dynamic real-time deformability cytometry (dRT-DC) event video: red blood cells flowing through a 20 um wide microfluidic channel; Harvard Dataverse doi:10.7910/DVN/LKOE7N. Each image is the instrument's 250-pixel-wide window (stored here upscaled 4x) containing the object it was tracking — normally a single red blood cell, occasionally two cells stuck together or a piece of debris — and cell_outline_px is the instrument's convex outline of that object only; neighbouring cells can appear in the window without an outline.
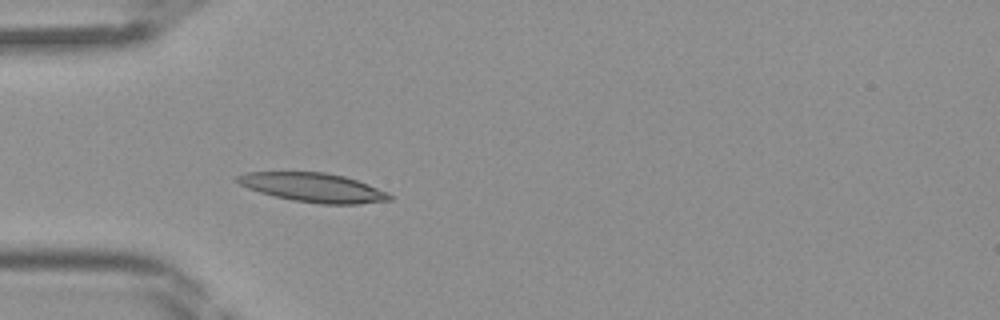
{"species": "Egyptian fruit bat (a non-hibernating species)", "species_latin": "Rousettus aegyptiacus", "temperature_condition": "room temperature", "stored_images_in_passage": 32, "camera_frame_rate_fps": 3000, "um_per_image_px": 0.085, "frame": {"image": 1, "passage_image": 1, "time_ms": 0.0, "image_size_px": [1000, 320], "cell_outline_px": [[392, 200], [356, 204], [320, 204], [292, 200], [260, 192], [248, 188], [240, 184], [236, 180], [236, 176], [248, 172], [324, 172], [344, 176], [368, 184], [388, 192], [392, 196]], "centroid_in_image_um": [26.65, 15.94], "position_along_channel_um": 58.4, "area_um2": 25.61}}
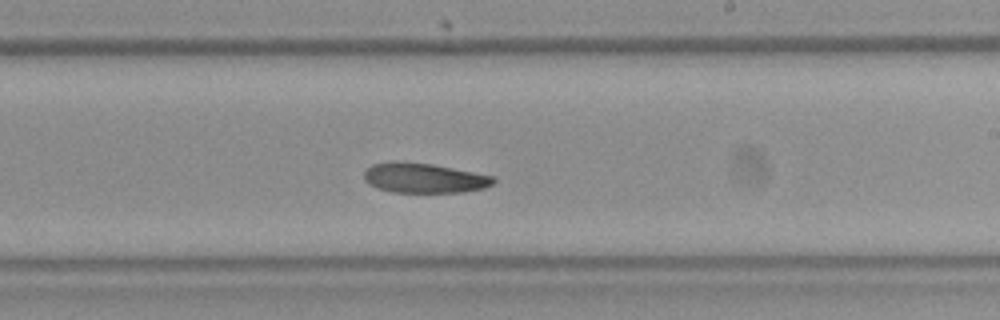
{"frame": {"image": 2, "passage_image": 14, "time_ms": 4.333, "image_size_px": [1000, 320], "cell_outline_px": [[496, 180], [492, 184], [484, 188], [464, 192], [392, 192], [376, 188], [368, 184], [364, 180], [364, 172], [372, 164], [392, 160], [400, 160], [432, 164], [492, 176]], "centroid_in_image_um": [35.98, 15.12], "position_along_channel_um": 253.0, "area_um2": 22.66}}
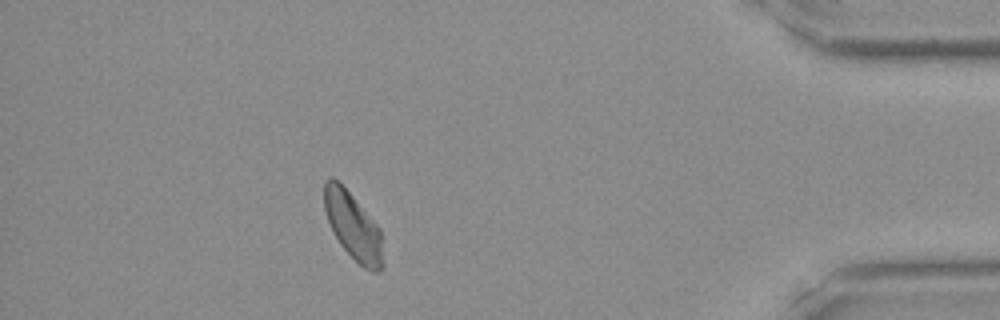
{"frame": {"image": 3, "passage_image": 27, "time_ms": 8.667, "image_size_px": [1000, 320], "cell_outline_px": [[384, 268], [380, 272], [372, 272], [364, 268], [340, 244], [328, 220], [324, 208], [324, 180], [328, 176], [332, 176], [352, 196], [380, 228], [384, 264]], "centroid_in_image_um": [30.03, 19.25], "position_along_channel_um": 405.2, "area_um2": 22.72}}